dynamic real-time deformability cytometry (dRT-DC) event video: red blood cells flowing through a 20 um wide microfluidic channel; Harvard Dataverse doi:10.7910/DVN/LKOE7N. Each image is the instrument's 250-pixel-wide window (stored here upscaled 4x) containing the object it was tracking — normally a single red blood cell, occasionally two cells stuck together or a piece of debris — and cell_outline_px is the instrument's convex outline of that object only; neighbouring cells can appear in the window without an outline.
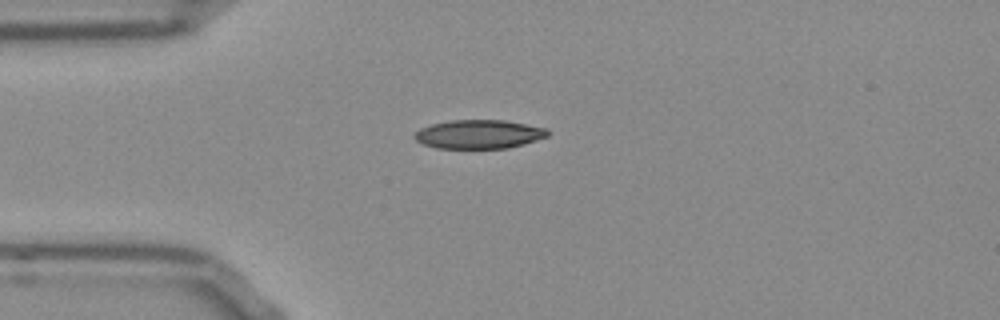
{"species": "Egyptian fruit bat (a non-hibernating species)", "species_latin": "Rousettus aegyptiacus", "temperature_condition": "room temperature", "stored_images_in_passage": 41, "camera_frame_rate_fps": 3000, "um_per_image_px": 0.085, "frame": {"image": 1, "passage_image": 1, "time_ms": 0.0, "image_size_px": [1000, 320], "cell_outline_px": [[548, 136], [524, 144], [508, 148], [436, 148], [424, 144], [416, 140], [412, 136], [420, 128], [432, 124], [448, 120], [504, 120], [548, 128]], "centroid_in_image_um": [40.7, 11.4], "position_along_channel_um": 44.3, "area_um2": 22.37}}
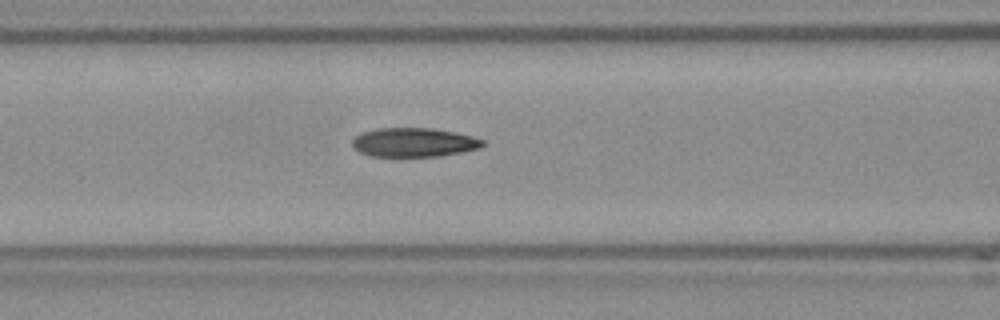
{"frame": {"image": 2, "passage_image": 9, "time_ms": 2.667, "image_size_px": [1000, 320], "cell_outline_px": [[484, 144], [480, 148], [464, 152], [440, 156], [372, 156], [360, 152], [352, 148], [352, 140], [360, 132], [380, 128], [432, 128], [472, 136], [484, 140]], "centroid_in_image_um": [35.17, 12.1], "position_along_channel_um": 131.4, "area_um2": 22.08}}
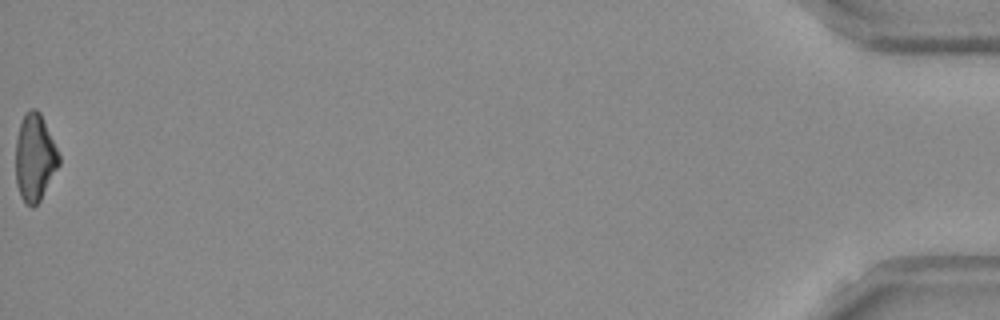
{"frame": {"image": 3, "passage_image": 41, "time_ms": 13.333, "image_size_px": [1000, 320], "cell_outline_px": [[60, 164], [40, 200], [32, 208], [24, 204], [20, 196], [16, 184], [16, 140], [20, 124], [24, 116], [32, 108], [36, 108], [40, 112], [60, 156]], "centroid_in_image_um": [2.95, 13.44], "position_along_channel_um": 432.2, "area_um2": 21.85}, "authors_computed_cell_mechanics": {"area_um2": 22.4264, "velocity_mm_per_s": 3.8221, "shape_relaxation_time_tau1_ms": 7.6703, "shape_relaxation_time_tau2_ms": 2.9296, "deformation_change_tau1": 0.1984, "deformation_change_tau2": 0.0902}}